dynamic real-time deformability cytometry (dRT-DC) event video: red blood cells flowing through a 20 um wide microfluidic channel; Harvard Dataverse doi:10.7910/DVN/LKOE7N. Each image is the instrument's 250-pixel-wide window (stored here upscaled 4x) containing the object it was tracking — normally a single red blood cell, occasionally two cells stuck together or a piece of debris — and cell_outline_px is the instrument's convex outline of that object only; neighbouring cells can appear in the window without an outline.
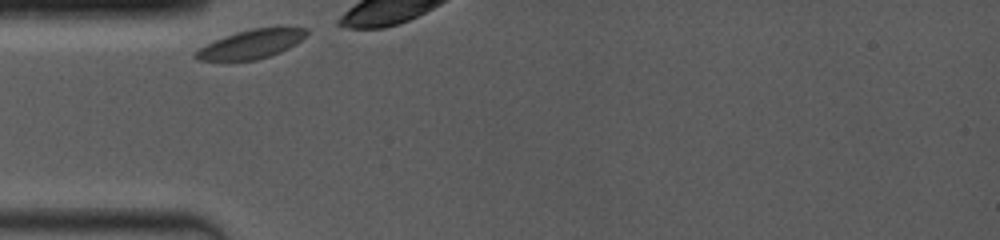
{"species": "common noctule bat (a hibernating species)", "species_latin": "Nyctalus noctula", "temperature_condition": "room temperature", "stored_images_in_passage": 39, "camera_frame_rate_fps": 4000, "um_per_image_px": 0.085, "animal": {"sex": "female", "body_mass_g": 19.0, "forearm_length_mm": 53.3}, "frame": {"image": 1, "passage_image": 1, "time_ms": 0.0, "image_size_px": [1000, 240], "cell_outline_px": [[308, 32], [300, 40], [288, 48], [272, 56], [256, 60], [196, 60], [192, 56], [192, 52], [196, 48], [236, 32], [252, 28], [280, 24], [308, 28]], "centroid_in_image_um": [21.38, 3.71], "position_along_channel_um": 63.6, "area_um2": 19.31}}
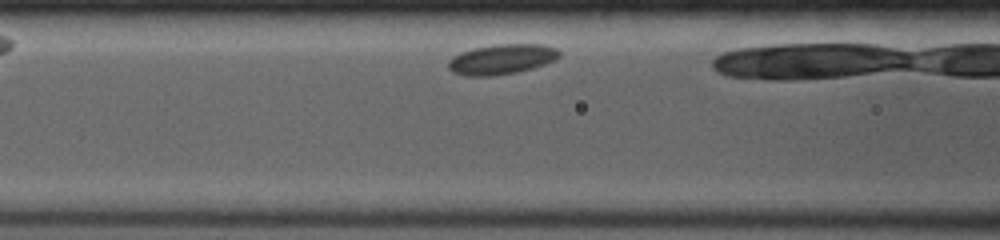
{"frame": {"image": 2, "passage_image": 8, "time_ms": 1.75, "image_size_px": [1000, 240], "cell_outline_px": [[560, 56], [556, 60], [532, 68], [516, 72], [492, 76], [468, 76], [452, 72], [448, 68], [448, 60], [452, 56], [460, 52], [472, 48], [492, 44], [544, 44], [556, 48], [560, 52]], "centroid_in_image_um": [42.62, 5.02], "position_along_channel_um": 124.0, "area_um2": 19.71}}
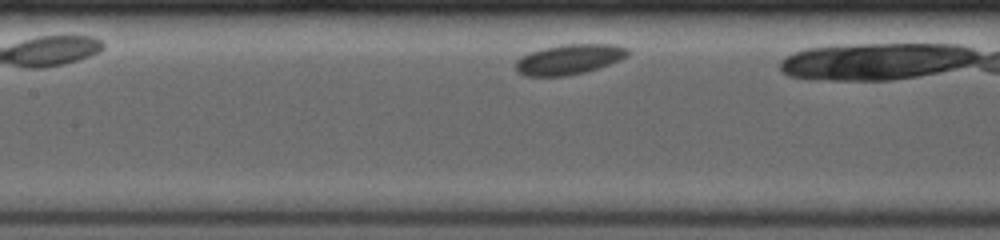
{"frame": {"image": 3, "passage_image": 12, "time_ms": 2.75, "image_size_px": [1000, 240], "cell_outline_px": [[628, 56], [620, 60], [600, 68], [584, 72], [564, 76], [524, 76], [516, 72], [516, 60], [520, 56], [528, 52], [544, 48], [564, 44], [616, 44], [628, 48]], "centroid_in_image_um": [48.37, 5.04], "position_along_channel_um": 159.0, "area_um2": 19.88}, "authors_computed_cell_mechanics": {"area_um2": 19.5942, "velocity_mm_per_s": 3.5377, "shape_relaxation_time_tau1_ms": null, "shape_relaxation_time_tau2_ms": 7.9876, "deformation_change_tau1": null, "deformation_change_tau2": 0.06}}